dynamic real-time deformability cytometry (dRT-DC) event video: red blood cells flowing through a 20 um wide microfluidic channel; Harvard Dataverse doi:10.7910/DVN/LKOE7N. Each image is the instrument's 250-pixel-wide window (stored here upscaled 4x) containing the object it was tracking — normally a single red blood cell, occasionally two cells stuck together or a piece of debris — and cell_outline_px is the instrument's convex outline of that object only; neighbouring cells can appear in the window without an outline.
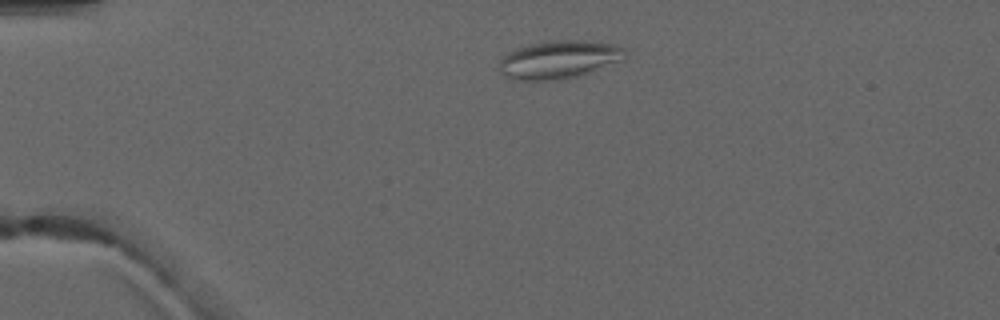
{"species": "common noctule bat (a hibernating species)", "species_latin": "Nyctalus noctula", "temperature_condition": "warm", "stored_images_in_passage": 2, "camera_frame_rate_fps": 3000, "um_per_image_px": 0.085, "animal": {"sex": "male", "forearm_length_mm": 52.5}, "frame": {"image": 1, "passage_image": 1, "time_ms": 0.0, "image_size_px": [1000, 320], "cell_outline_px": [[628, 56], [620, 60], [588, 72], [576, 76], [552, 80], [512, 80], [504, 76], [500, 72], [500, 56], [516, 48], [528, 44], [548, 40], [584, 40], [616, 44], [628, 48]], "centroid_in_image_um": [47.5, 5.03], "position_along_channel_um": 37.5, "area_um2": 28.15}}